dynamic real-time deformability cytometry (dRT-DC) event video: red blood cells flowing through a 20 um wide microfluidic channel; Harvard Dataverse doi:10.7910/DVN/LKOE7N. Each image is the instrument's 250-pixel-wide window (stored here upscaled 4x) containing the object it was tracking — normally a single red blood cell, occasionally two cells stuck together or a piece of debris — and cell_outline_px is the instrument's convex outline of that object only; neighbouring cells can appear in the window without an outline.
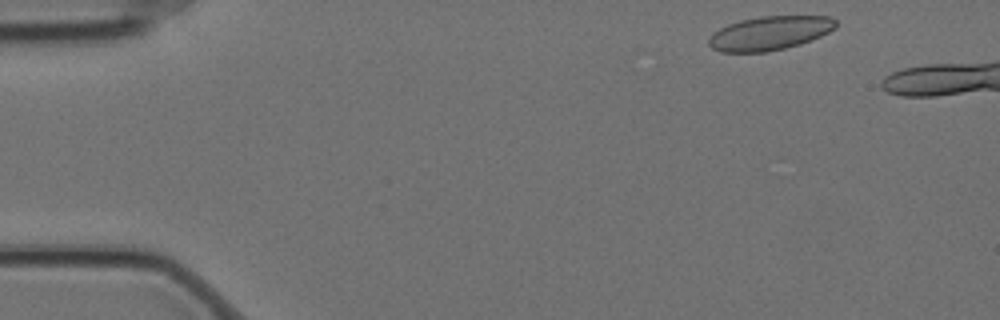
{"species": "Egyptian fruit bat (a non-hibernating species)", "species_latin": "Rousettus aegyptiacus", "temperature_condition": "cold", "stored_images_in_passage": 4, "camera_frame_rate_fps": 3000, "um_per_image_px": 0.085, "animal": {"sex": "female"}, "frame": {"image": 1, "passage_image": 1, "time_ms": 0.0, "image_size_px": [1000, 320], "cell_outline_px": [[836, 28], [820, 36], [800, 44], [768, 52], [720, 52], [712, 48], [708, 44], [708, 40], [712, 32], [728, 24], [740, 20], [760, 16], [828, 16], [836, 20]], "centroid_in_image_um": [65.39, 2.82], "position_along_channel_um": 19.6, "area_um2": 25.14}}